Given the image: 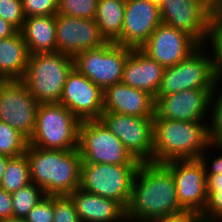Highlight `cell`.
<instances>
[{
	"label": "cell",
	"instance_id": "obj_27",
	"mask_svg": "<svg viewBox=\"0 0 222 222\" xmlns=\"http://www.w3.org/2000/svg\"><path fill=\"white\" fill-rule=\"evenodd\" d=\"M46 194L34 183L18 189L11 194L13 218L25 219L29 211L35 207Z\"/></svg>",
	"mask_w": 222,
	"mask_h": 222
},
{
	"label": "cell",
	"instance_id": "obj_42",
	"mask_svg": "<svg viewBox=\"0 0 222 222\" xmlns=\"http://www.w3.org/2000/svg\"><path fill=\"white\" fill-rule=\"evenodd\" d=\"M217 13H222V0H211Z\"/></svg>",
	"mask_w": 222,
	"mask_h": 222
},
{
	"label": "cell",
	"instance_id": "obj_38",
	"mask_svg": "<svg viewBox=\"0 0 222 222\" xmlns=\"http://www.w3.org/2000/svg\"><path fill=\"white\" fill-rule=\"evenodd\" d=\"M13 217L11 194L0 187V222Z\"/></svg>",
	"mask_w": 222,
	"mask_h": 222
},
{
	"label": "cell",
	"instance_id": "obj_19",
	"mask_svg": "<svg viewBox=\"0 0 222 222\" xmlns=\"http://www.w3.org/2000/svg\"><path fill=\"white\" fill-rule=\"evenodd\" d=\"M103 112L154 117L155 100L148 92L135 89L121 82L104 89Z\"/></svg>",
	"mask_w": 222,
	"mask_h": 222
},
{
	"label": "cell",
	"instance_id": "obj_24",
	"mask_svg": "<svg viewBox=\"0 0 222 222\" xmlns=\"http://www.w3.org/2000/svg\"><path fill=\"white\" fill-rule=\"evenodd\" d=\"M126 0H98L94 21L107 42H115L122 31Z\"/></svg>",
	"mask_w": 222,
	"mask_h": 222
},
{
	"label": "cell",
	"instance_id": "obj_32",
	"mask_svg": "<svg viewBox=\"0 0 222 222\" xmlns=\"http://www.w3.org/2000/svg\"><path fill=\"white\" fill-rule=\"evenodd\" d=\"M53 222H81L75 204L69 195L54 196Z\"/></svg>",
	"mask_w": 222,
	"mask_h": 222
},
{
	"label": "cell",
	"instance_id": "obj_30",
	"mask_svg": "<svg viewBox=\"0 0 222 222\" xmlns=\"http://www.w3.org/2000/svg\"><path fill=\"white\" fill-rule=\"evenodd\" d=\"M210 143L222 146V84L217 83L211 95L208 120Z\"/></svg>",
	"mask_w": 222,
	"mask_h": 222
},
{
	"label": "cell",
	"instance_id": "obj_4",
	"mask_svg": "<svg viewBox=\"0 0 222 222\" xmlns=\"http://www.w3.org/2000/svg\"><path fill=\"white\" fill-rule=\"evenodd\" d=\"M73 67V57L60 52L30 54L21 81L39 103H59Z\"/></svg>",
	"mask_w": 222,
	"mask_h": 222
},
{
	"label": "cell",
	"instance_id": "obj_28",
	"mask_svg": "<svg viewBox=\"0 0 222 222\" xmlns=\"http://www.w3.org/2000/svg\"><path fill=\"white\" fill-rule=\"evenodd\" d=\"M205 46L210 48L217 83L222 84V13L213 18Z\"/></svg>",
	"mask_w": 222,
	"mask_h": 222
},
{
	"label": "cell",
	"instance_id": "obj_17",
	"mask_svg": "<svg viewBox=\"0 0 222 222\" xmlns=\"http://www.w3.org/2000/svg\"><path fill=\"white\" fill-rule=\"evenodd\" d=\"M107 43L94 19L56 15L57 52L74 57Z\"/></svg>",
	"mask_w": 222,
	"mask_h": 222
},
{
	"label": "cell",
	"instance_id": "obj_31",
	"mask_svg": "<svg viewBox=\"0 0 222 222\" xmlns=\"http://www.w3.org/2000/svg\"><path fill=\"white\" fill-rule=\"evenodd\" d=\"M98 0H59L57 15L94 19Z\"/></svg>",
	"mask_w": 222,
	"mask_h": 222
},
{
	"label": "cell",
	"instance_id": "obj_1",
	"mask_svg": "<svg viewBox=\"0 0 222 222\" xmlns=\"http://www.w3.org/2000/svg\"><path fill=\"white\" fill-rule=\"evenodd\" d=\"M183 210L172 172L163 163L140 162L125 214L132 218L154 220Z\"/></svg>",
	"mask_w": 222,
	"mask_h": 222
},
{
	"label": "cell",
	"instance_id": "obj_11",
	"mask_svg": "<svg viewBox=\"0 0 222 222\" xmlns=\"http://www.w3.org/2000/svg\"><path fill=\"white\" fill-rule=\"evenodd\" d=\"M99 120L139 162H152L153 117L103 112Z\"/></svg>",
	"mask_w": 222,
	"mask_h": 222
},
{
	"label": "cell",
	"instance_id": "obj_26",
	"mask_svg": "<svg viewBox=\"0 0 222 222\" xmlns=\"http://www.w3.org/2000/svg\"><path fill=\"white\" fill-rule=\"evenodd\" d=\"M208 202L202 222H222V174L206 175Z\"/></svg>",
	"mask_w": 222,
	"mask_h": 222
},
{
	"label": "cell",
	"instance_id": "obj_16",
	"mask_svg": "<svg viewBox=\"0 0 222 222\" xmlns=\"http://www.w3.org/2000/svg\"><path fill=\"white\" fill-rule=\"evenodd\" d=\"M212 92L213 89H191L166 96H155L153 118L173 121H208Z\"/></svg>",
	"mask_w": 222,
	"mask_h": 222
},
{
	"label": "cell",
	"instance_id": "obj_12",
	"mask_svg": "<svg viewBox=\"0 0 222 222\" xmlns=\"http://www.w3.org/2000/svg\"><path fill=\"white\" fill-rule=\"evenodd\" d=\"M38 105L21 80L5 81L0 86V121L15 128L28 141L35 130Z\"/></svg>",
	"mask_w": 222,
	"mask_h": 222
},
{
	"label": "cell",
	"instance_id": "obj_10",
	"mask_svg": "<svg viewBox=\"0 0 222 222\" xmlns=\"http://www.w3.org/2000/svg\"><path fill=\"white\" fill-rule=\"evenodd\" d=\"M159 9L162 23L188 33L200 45H205L218 14L211 0H163Z\"/></svg>",
	"mask_w": 222,
	"mask_h": 222
},
{
	"label": "cell",
	"instance_id": "obj_2",
	"mask_svg": "<svg viewBox=\"0 0 222 222\" xmlns=\"http://www.w3.org/2000/svg\"><path fill=\"white\" fill-rule=\"evenodd\" d=\"M31 183L46 195H69L80 187L82 158L79 149L51 150L27 145Z\"/></svg>",
	"mask_w": 222,
	"mask_h": 222
},
{
	"label": "cell",
	"instance_id": "obj_25",
	"mask_svg": "<svg viewBox=\"0 0 222 222\" xmlns=\"http://www.w3.org/2000/svg\"><path fill=\"white\" fill-rule=\"evenodd\" d=\"M30 183V166L26 154L11 157L6 164L0 187L12 194Z\"/></svg>",
	"mask_w": 222,
	"mask_h": 222
},
{
	"label": "cell",
	"instance_id": "obj_36",
	"mask_svg": "<svg viewBox=\"0 0 222 222\" xmlns=\"http://www.w3.org/2000/svg\"><path fill=\"white\" fill-rule=\"evenodd\" d=\"M209 149H213L214 151L217 149L216 151L220 152L219 156H217L218 155V153H217L216 157H212V159L209 158L210 157L208 155V152H210ZM207 150H208V152H207ZM207 158H209L212 162ZM199 159L205 167V174L206 175H214V174H219V173L222 174V146H218V145H214V144L210 143L207 146V148L204 150V152L201 154Z\"/></svg>",
	"mask_w": 222,
	"mask_h": 222
},
{
	"label": "cell",
	"instance_id": "obj_40",
	"mask_svg": "<svg viewBox=\"0 0 222 222\" xmlns=\"http://www.w3.org/2000/svg\"><path fill=\"white\" fill-rule=\"evenodd\" d=\"M10 158L11 157H9L7 155L0 154V183L2 181L3 174L5 172L6 164Z\"/></svg>",
	"mask_w": 222,
	"mask_h": 222
},
{
	"label": "cell",
	"instance_id": "obj_22",
	"mask_svg": "<svg viewBox=\"0 0 222 222\" xmlns=\"http://www.w3.org/2000/svg\"><path fill=\"white\" fill-rule=\"evenodd\" d=\"M29 54L55 53L56 16H32L25 18L20 30Z\"/></svg>",
	"mask_w": 222,
	"mask_h": 222
},
{
	"label": "cell",
	"instance_id": "obj_23",
	"mask_svg": "<svg viewBox=\"0 0 222 222\" xmlns=\"http://www.w3.org/2000/svg\"><path fill=\"white\" fill-rule=\"evenodd\" d=\"M29 55L20 31L0 39V74L6 81L23 79Z\"/></svg>",
	"mask_w": 222,
	"mask_h": 222
},
{
	"label": "cell",
	"instance_id": "obj_45",
	"mask_svg": "<svg viewBox=\"0 0 222 222\" xmlns=\"http://www.w3.org/2000/svg\"><path fill=\"white\" fill-rule=\"evenodd\" d=\"M6 80L4 77L0 74V86L5 82Z\"/></svg>",
	"mask_w": 222,
	"mask_h": 222
},
{
	"label": "cell",
	"instance_id": "obj_9",
	"mask_svg": "<svg viewBox=\"0 0 222 222\" xmlns=\"http://www.w3.org/2000/svg\"><path fill=\"white\" fill-rule=\"evenodd\" d=\"M130 47L107 42L73 57L74 67L103 90L121 83Z\"/></svg>",
	"mask_w": 222,
	"mask_h": 222
},
{
	"label": "cell",
	"instance_id": "obj_39",
	"mask_svg": "<svg viewBox=\"0 0 222 222\" xmlns=\"http://www.w3.org/2000/svg\"><path fill=\"white\" fill-rule=\"evenodd\" d=\"M18 30L0 17V39L13 36Z\"/></svg>",
	"mask_w": 222,
	"mask_h": 222
},
{
	"label": "cell",
	"instance_id": "obj_20",
	"mask_svg": "<svg viewBox=\"0 0 222 222\" xmlns=\"http://www.w3.org/2000/svg\"><path fill=\"white\" fill-rule=\"evenodd\" d=\"M164 67L151 59L139 48H130L124 64L122 83L156 96Z\"/></svg>",
	"mask_w": 222,
	"mask_h": 222
},
{
	"label": "cell",
	"instance_id": "obj_8",
	"mask_svg": "<svg viewBox=\"0 0 222 222\" xmlns=\"http://www.w3.org/2000/svg\"><path fill=\"white\" fill-rule=\"evenodd\" d=\"M78 149L82 163L140 164L100 120L80 122Z\"/></svg>",
	"mask_w": 222,
	"mask_h": 222
},
{
	"label": "cell",
	"instance_id": "obj_18",
	"mask_svg": "<svg viewBox=\"0 0 222 222\" xmlns=\"http://www.w3.org/2000/svg\"><path fill=\"white\" fill-rule=\"evenodd\" d=\"M161 23L157 5L147 0H126L121 36L114 43L140 48Z\"/></svg>",
	"mask_w": 222,
	"mask_h": 222
},
{
	"label": "cell",
	"instance_id": "obj_34",
	"mask_svg": "<svg viewBox=\"0 0 222 222\" xmlns=\"http://www.w3.org/2000/svg\"><path fill=\"white\" fill-rule=\"evenodd\" d=\"M59 0H21L26 18L32 16H56Z\"/></svg>",
	"mask_w": 222,
	"mask_h": 222
},
{
	"label": "cell",
	"instance_id": "obj_13",
	"mask_svg": "<svg viewBox=\"0 0 222 222\" xmlns=\"http://www.w3.org/2000/svg\"><path fill=\"white\" fill-rule=\"evenodd\" d=\"M163 164L172 172L180 206L202 214L208 195L205 167L200 159L171 160Z\"/></svg>",
	"mask_w": 222,
	"mask_h": 222
},
{
	"label": "cell",
	"instance_id": "obj_41",
	"mask_svg": "<svg viewBox=\"0 0 222 222\" xmlns=\"http://www.w3.org/2000/svg\"><path fill=\"white\" fill-rule=\"evenodd\" d=\"M121 222H154L153 220H146V219H137L129 217L128 215H124Z\"/></svg>",
	"mask_w": 222,
	"mask_h": 222
},
{
	"label": "cell",
	"instance_id": "obj_21",
	"mask_svg": "<svg viewBox=\"0 0 222 222\" xmlns=\"http://www.w3.org/2000/svg\"><path fill=\"white\" fill-rule=\"evenodd\" d=\"M81 222H121L125 209L116 201L78 188L69 194Z\"/></svg>",
	"mask_w": 222,
	"mask_h": 222
},
{
	"label": "cell",
	"instance_id": "obj_43",
	"mask_svg": "<svg viewBox=\"0 0 222 222\" xmlns=\"http://www.w3.org/2000/svg\"><path fill=\"white\" fill-rule=\"evenodd\" d=\"M1 222H27L26 219H21V218H9V219H5Z\"/></svg>",
	"mask_w": 222,
	"mask_h": 222
},
{
	"label": "cell",
	"instance_id": "obj_44",
	"mask_svg": "<svg viewBox=\"0 0 222 222\" xmlns=\"http://www.w3.org/2000/svg\"><path fill=\"white\" fill-rule=\"evenodd\" d=\"M147 1L157 5L158 7H160L163 2V0H147Z\"/></svg>",
	"mask_w": 222,
	"mask_h": 222
},
{
	"label": "cell",
	"instance_id": "obj_29",
	"mask_svg": "<svg viewBox=\"0 0 222 222\" xmlns=\"http://www.w3.org/2000/svg\"><path fill=\"white\" fill-rule=\"evenodd\" d=\"M28 140L15 128L0 121V154L18 157L25 154Z\"/></svg>",
	"mask_w": 222,
	"mask_h": 222
},
{
	"label": "cell",
	"instance_id": "obj_14",
	"mask_svg": "<svg viewBox=\"0 0 222 222\" xmlns=\"http://www.w3.org/2000/svg\"><path fill=\"white\" fill-rule=\"evenodd\" d=\"M104 90L75 67L69 72L59 104L64 105L81 122L99 120L103 113Z\"/></svg>",
	"mask_w": 222,
	"mask_h": 222
},
{
	"label": "cell",
	"instance_id": "obj_33",
	"mask_svg": "<svg viewBox=\"0 0 222 222\" xmlns=\"http://www.w3.org/2000/svg\"><path fill=\"white\" fill-rule=\"evenodd\" d=\"M0 17L20 31L26 18L21 0H0Z\"/></svg>",
	"mask_w": 222,
	"mask_h": 222
},
{
	"label": "cell",
	"instance_id": "obj_6",
	"mask_svg": "<svg viewBox=\"0 0 222 222\" xmlns=\"http://www.w3.org/2000/svg\"><path fill=\"white\" fill-rule=\"evenodd\" d=\"M200 45L186 59L164 69L156 96H166L191 89H214L217 85L212 56Z\"/></svg>",
	"mask_w": 222,
	"mask_h": 222
},
{
	"label": "cell",
	"instance_id": "obj_3",
	"mask_svg": "<svg viewBox=\"0 0 222 222\" xmlns=\"http://www.w3.org/2000/svg\"><path fill=\"white\" fill-rule=\"evenodd\" d=\"M209 144L208 121L153 118V163L199 159Z\"/></svg>",
	"mask_w": 222,
	"mask_h": 222
},
{
	"label": "cell",
	"instance_id": "obj_5",
	"mask_svg": "<svg viewBox=\"0 0 222 222\" xmlns=\"http://www.w3.org/2000/svg\"><path fill=\"white\" fill-rule=\"evenodd\" d=\"M80 121L64 105L39 103L36 126L28 144L51 150L78 148Z\"/></svg>",
	"mask_w": 222,
	"mask_h": 222
},
{
	"label": "cell",
	"instance_id": "obj_35",
	"mask_svg": "<svg viewBox=\"0 0 222 222\" xmlns=\"http://www.w3.org/2000/svg\"><path fill=\"white\" fill-rule=\"evenodd\" d=\"M25 219L27 222H53L54 196L45 195L43 199L29 211Z\"/></svg>",
	"mask_w": 222,
	"mask_h": 222
},
{
	"label": "cell",
	"instance_id": "obj_37",
	"mask_svg": "<svg viewBox=\"0 0 222 222\" xmlns=\"http://www.w3.org/2000/svg\"><path fill=\"white\" fill-rule=\"evenodd\" d=\"M154 222H202L201 214L192 210H183L165 215L153 220Z\"/></svg>",
	"mask_w": 222,
	"mask_h": 222
},
{
	"label": "cell",
	"instance_id": "obj_7",
	"mask_svg": "<svg viewBox=\"0 0 222 222\" xmlns=\"http://www.w3.org/2000/svg\"><path fill=\"white\" fill-rule=\"evenodd\" d=\"M138 165L82 163L80 188L112 199L126 209Z\"/></svg>",
	"mask_w": 222,
	"mask_h": 222
},
{
	"label": "cell",
	"instance_id": "obj_15",
	"mask_svg": "<svg viewBox=\"0 0 222 222\" xmlns=\"http://www.w3.org/2000/svg\"><path fill=\"white\" fill-rule=\"evenodd\" d=\"M199 46L188 33L161 23L139 49L167 68L186 59Z\"/></svg>",
	"mask_w": 222,
	"mask_h": 222
}]
</instances>
